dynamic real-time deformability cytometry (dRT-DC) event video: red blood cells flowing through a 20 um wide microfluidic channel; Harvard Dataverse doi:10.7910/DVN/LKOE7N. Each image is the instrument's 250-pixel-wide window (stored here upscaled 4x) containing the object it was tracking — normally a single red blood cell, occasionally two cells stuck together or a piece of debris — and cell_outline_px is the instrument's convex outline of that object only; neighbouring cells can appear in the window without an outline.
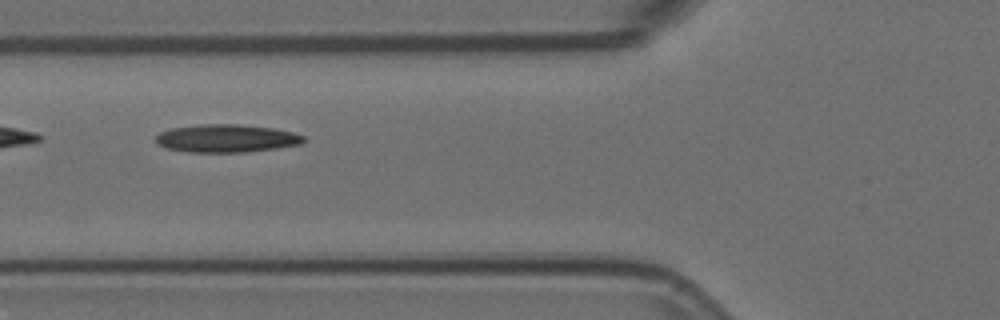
{"species": "Egyptian fruit bat (a non-hibernating species)", "species_latin": "Rousettus aegyptiacus", "temperature_condition": "room temperature", "stored_images_in_passage": 11, "camera_frame_rate_fps": 3000, "um_per_image_px": 0.085, "animal": {"sex": "female"}, "frame": {"image": 1, "passage_image": 4, "time_ms": 1.0, "image_size_px": [1000, 320], "cell_outline_px": [[308, 140], [300, 144], [276, 148], [244, 152], [188, 152], [164, 148], [156, 140], [156, 136], [160, 132], [172, 128], [200, 124], [236, 124], [272, 128], [292, 132], [304, 136]], "centroid_in_image_um": [19.25, 11.76], "position_along_channel_um": 106.5, "area_um2": 23.99}}
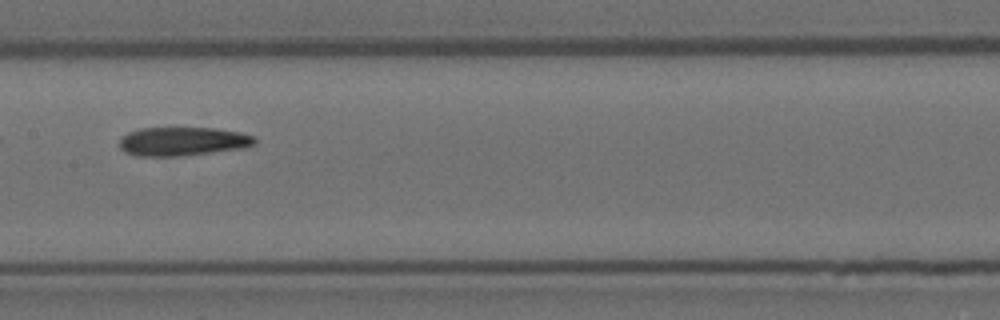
{"frame": {"image": 2, "passage_image": 6, "time_ms": 1.667, "image_size_px": [1000, 320], "cell_outline_px": [[256, 144], [244, 148], [184, 156], [136, 156], [124, 152], [120, 148], [120, 140], [128, 132], [140, 128], [216, 128], [240, 132], [256, 136]], "centroid_in_image_um": [15.56, 12.02], "position_along_channel_um": 191.8, "area_um2": 22.89}}
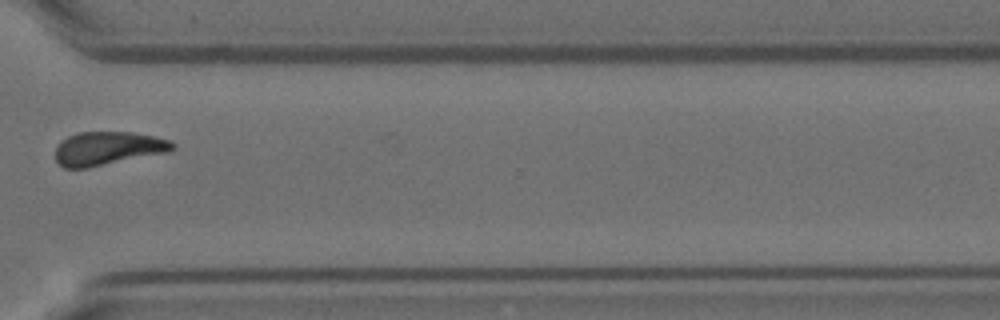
{"frame": {"image": 3, "passage_image": 10, "time_ms": 3.0, "image_size_px": [1000, 320], "cell_outline_px": [[176, 148], [168, 152], [88, 168], [64, 168], [56, 160], [56, 148], [68, 136], [76, 132], [132, 132], [156, 136], [168, 140], [176, 144]], "centroid_in_image_um": [9.2, 12.61], "position_along_channel_um": 361.4, "area_um2": 22.89}}